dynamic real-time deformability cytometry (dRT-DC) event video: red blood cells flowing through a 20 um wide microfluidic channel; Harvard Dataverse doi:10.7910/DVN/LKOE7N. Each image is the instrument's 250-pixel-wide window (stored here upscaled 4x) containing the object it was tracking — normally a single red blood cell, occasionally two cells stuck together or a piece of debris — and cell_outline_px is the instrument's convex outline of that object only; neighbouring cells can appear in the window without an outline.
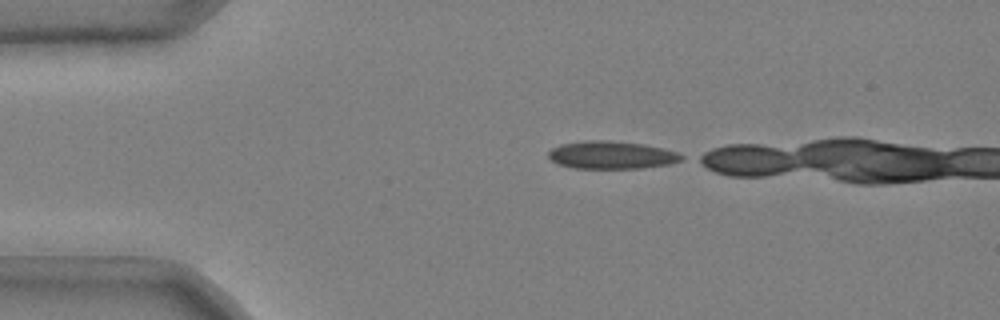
{"species": "common noctule bat (a hibernating species)", "species_latin": "Nyctalus noctula", "temperature_condition": "cold", "stored_images_in_passage": 6, "camera_frame_rate_fps": 3000, "um_per_image_px": 0.085, "animal": {"sex": "male", "body_mass_g": 20.4}, "frame": {"image": 1, "passage_image": 1, "time_ms": 0.0, "image_size_px": [1000, 320], "cell_outline_px": [[684, 160], [668, 164], [644, 168], [572, 168], [556, 164], [548, 156], [548, 152], [552, 148], [560, 144], [584, 140], [608, 140], [644, 144], [664, 148], [676, 152], [684, 156]], "centroid_in_image_um": [51.97, 13.17], "position_along_channel_um": 33.0, "area_um2": 21.73}}